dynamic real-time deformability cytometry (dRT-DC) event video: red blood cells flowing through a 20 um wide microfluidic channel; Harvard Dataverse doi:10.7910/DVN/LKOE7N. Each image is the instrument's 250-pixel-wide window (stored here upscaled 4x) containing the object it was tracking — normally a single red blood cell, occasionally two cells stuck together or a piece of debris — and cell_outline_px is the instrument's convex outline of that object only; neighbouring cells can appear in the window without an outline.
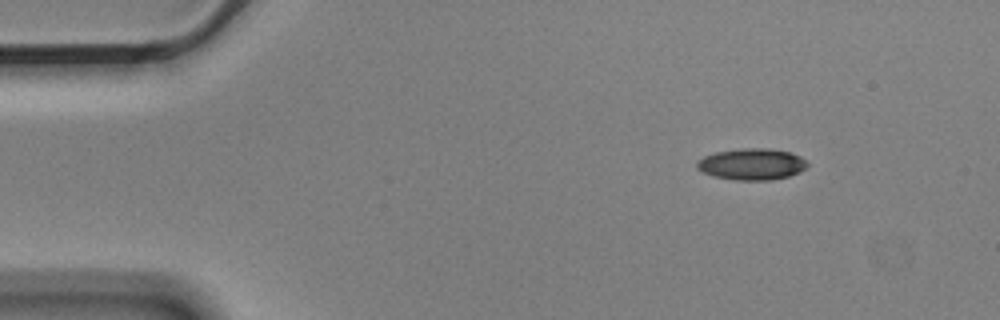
{"species": "Egyptian fruit bat (a non-hibernating species)", "species_latin": "Rousettus aegyptiacus", "temperature_condition": "cold", "stored_images_in_passage": 4, "camera_frame_rate_fps": 3000, "um_per_image_px": 0.085, "animal": {"sex": "male"}, "frame": {"image": 1, "passage_image": 1, "time_ms": 0.0, "image_size_px": [1000, 320], "cell_outline_px": [[808, 164], [800, 172], [788, 176], [772, 180], [736, 180], [712, 176], [696, 168], [696, 160], [704, 156], [716, 152], [740, 148], [768, 148], [788, 152], [800, 156]], "centroid_in_image_um": [63.86, 13.95], "position_along_channel_um": 21.1, "area_um2": 20.23}}
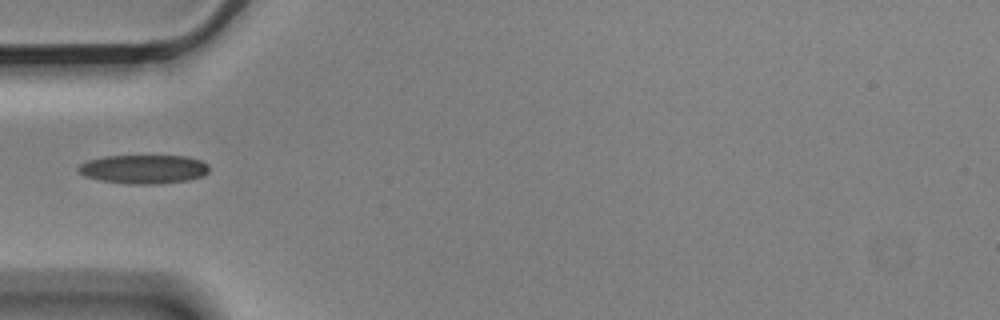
{"frame": {"image": 2, "passage_image": 4, "time_ms": 1.0, "image_size_px": [1000, 320], "cell_outline_px": [[208, 172], [204, 176], [188, 180], [160, 184], [132, 184], [100, 180], [84, 176], [76, 168], [80, 164], [88, 160], [104, 156], [184, 156], [200, 160], [208, 164]], "centroid_in_image_um": [12.22, 14.38], "position_along_channel_um": 72.8, "area_um2": 22.02}}